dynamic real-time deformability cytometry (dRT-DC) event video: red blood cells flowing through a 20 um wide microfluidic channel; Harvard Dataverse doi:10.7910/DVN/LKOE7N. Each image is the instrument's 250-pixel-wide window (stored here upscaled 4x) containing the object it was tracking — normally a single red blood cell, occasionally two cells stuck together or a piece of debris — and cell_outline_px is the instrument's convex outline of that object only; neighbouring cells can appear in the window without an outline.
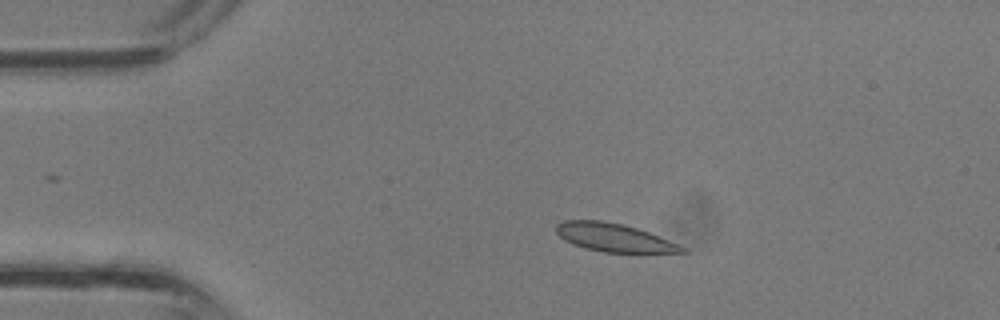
{"species": "common noctule bat (a hibernating species)", "species_latin": "Nyctalus noctula", "temperature_condition": "room temperature", "stored_images_in_passage": 27, "camera_frame_rate_fps": 3000, "um_per_image_px": 0.085, "animal": {"sex": "male", "body_mass_g": 13.3}, "frame": {"image": 1, "passage_image": 2, "time_ms": 0.333, "image_size_px": [1000, 320], "cell_outline_px": [[688, 252], [604, 252], [584, 248], [572, 244], [564, 240], [556, 232], [556, 224], [564, 220], [600, 220], [620, 224], [636, 228], [648, 232], [680, 244], [688, 248]], "centroid_in_image_um": [52.18, 20.19], "position_along_channel_um": 32.8, "area_um2": 20.58}}
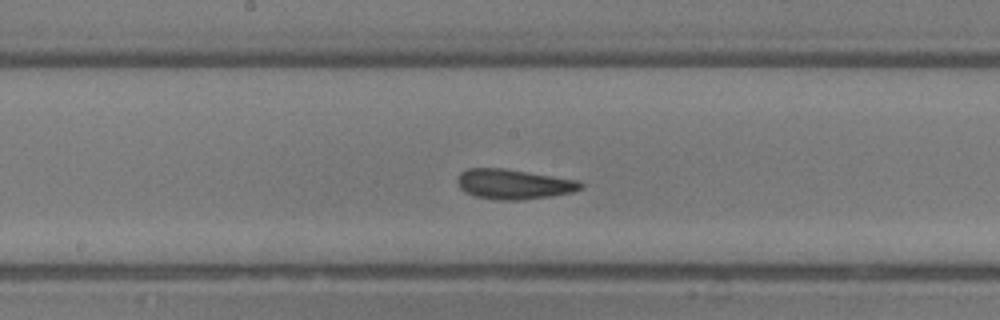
{"frame": {"image": 2, "passage_image": 14, "time_ms": 4.333, "image_size_px": [1000, 320], "cell_outline_px": [[584, 188], [572, 192], [552, 196], [520, 200], [500, 200], [476, 196], [464, 192], [460, 188], [456, 180], [460, 172], [468, 168], [504, 168], [580, 180], [584, 184]], "centroid_in_image_um": [43.68, 15.65], "position_along_channel_um": 204.5, "area_um2": 21.73}}
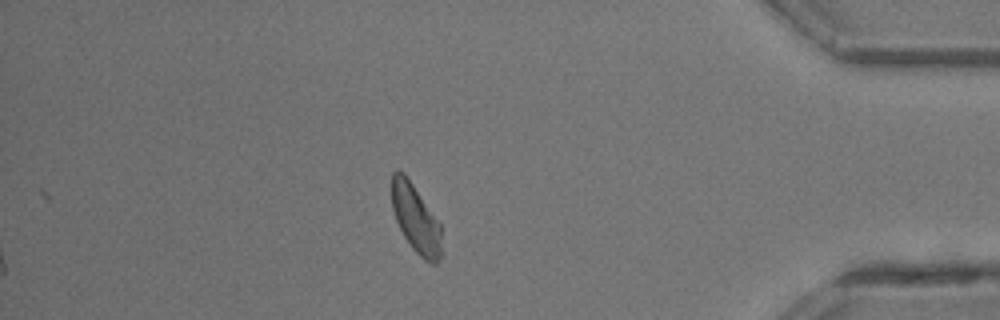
{"frame": {"image": 3, "passage_image": 27, "time_ms": 8.667, "image_size_px": [1000, 320], "cell_outline_px": [[440, 256], [436, 264], [432, 264], [424, 260], [412, 248], [404, 236], [396, 220], [392, 208], [392, 172], [396, 168], [404, 172], [440, 224]], "centroid_in_image_um": [35.31, 18.57], "position_along_channel_um": 399.9, "area_um2": 19.42}}